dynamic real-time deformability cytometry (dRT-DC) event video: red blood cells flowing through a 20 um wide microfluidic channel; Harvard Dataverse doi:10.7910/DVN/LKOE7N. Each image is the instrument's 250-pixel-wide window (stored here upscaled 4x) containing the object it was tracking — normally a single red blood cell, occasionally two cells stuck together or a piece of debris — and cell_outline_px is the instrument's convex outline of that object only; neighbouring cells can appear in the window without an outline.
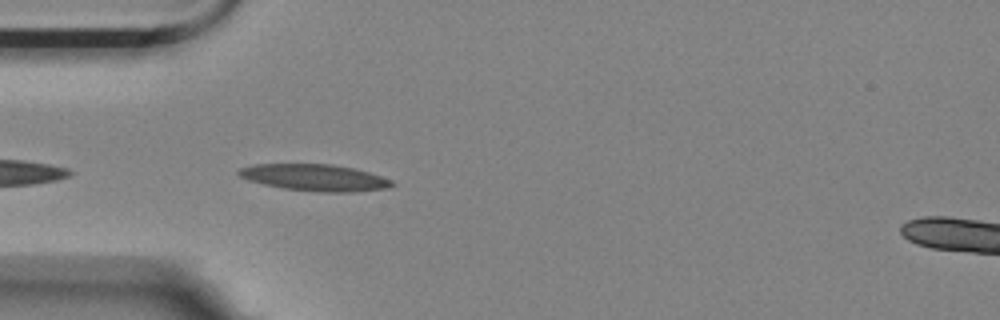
{"species": "Egyptian fruit bat (a non-hibernating species)", "species_latin": "Rousettus aegyptiacus", "temperature_condition": "room temperature", "stored_images_in_passage": 41, "camera_frame_rate_fps": 3000, "um_per_image_px": 0.085, "animal": {"sex": "female"}, "frame": {"image": 1, "passage_image": 2, "time_ms": 0.333, "image_size_px": [1000, 320], "cell_outline_px": [[396, 184], [388, 188], [356, 192], [320, 192], [284, 188], [264, 184], [248, 180], [240, 176], [236, 172], [240, 168], [256, 164], [332, 164], [352, 168], [368, 172], [392, 180]], "centroid_in_image_um": [26.77, 15.1], "position_along_channel_um": 58.2, "area_um2": 23.7}}
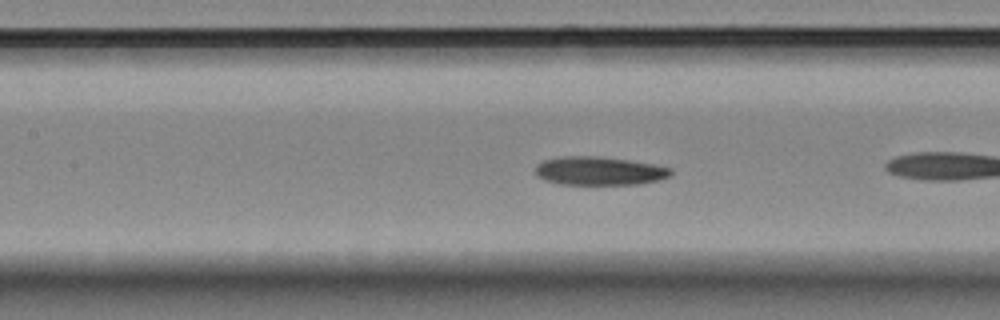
{"frame": {"image": 2, "passage_image": 8, "time_ms": 2.333, "image_size_px": [1000, 320], "cell_outline_px": [[672, 176], [660, 180], [636, 184], [560, 184], [544, 180], [536, 176], [536, 164], [544, 160], [560, 156], [600, 156], [628, 160], [652, 164], [672, 168]], "centroid_in_image_um": [50.93, 14.52], "position_along_channel_um": 156.5, "area_um2": 22.6}}
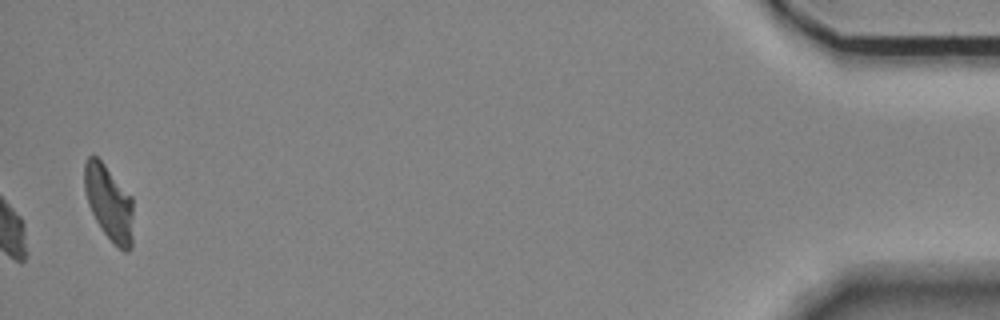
{"frame": {"image": 3, "passage_image": 41, "time_ms": 13.333, "image_size_px": [1000, 320], "cell_outline_px": [[132, 248], [128, 252], [124, 252], [100, 228], [88, 204], [84, 192], [84, 160], [88, 156], [96, 156], [104, 164], [132, 196]], "centroid_in_image_um": [9.25, 17.22], "position_along_channel_um": 425.9, "area_um2": 21.33}, "authors_computed_cell_mechanics": {"area_um2": 22.5998, "velocity_mm_per_s": 3.4931, "shape_relaxation_time_tau1_ms": 1.7848, "shape_relaxation_time_tau2_ms": 3.153, "deformation_change_tau1": 0.1164, "deformation_change_tau2": 0.0878}}